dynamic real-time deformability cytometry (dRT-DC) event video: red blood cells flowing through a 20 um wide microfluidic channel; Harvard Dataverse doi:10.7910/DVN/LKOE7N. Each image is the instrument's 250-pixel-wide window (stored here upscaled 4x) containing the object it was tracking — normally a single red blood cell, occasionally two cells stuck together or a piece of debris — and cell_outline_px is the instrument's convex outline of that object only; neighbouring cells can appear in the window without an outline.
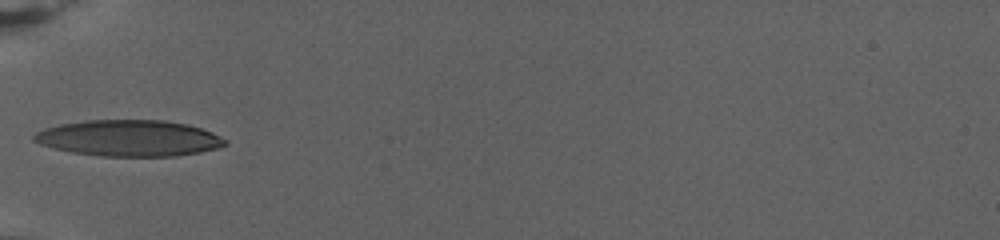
{"species": "human", "species_latin": "Homo sapiens", "temperature_condition": "warm", "stored_images_in_passage": 41, "camera_frame_rate_fps": 3000, "um_per_image_px": 0.085, "donor": {"sex": "female"}, "frame": {"image": 1, "passage_image": 1, "time_ms": 0.0, "image_size_px": [1000, 240], "cell_outline_px": [[228, 144], [220, 148], [200, 152], [176, 156], [100, 156], [72, 152], [40, 144], [32, 140], [32, 136], [36, 132], [44, 128], [60, 124], [84, 120], [164, 120], [188, 124], [212, 132], [228, 140]], "centroid_in_image_um": [10.99, 11.74], "position_along_channel_um": 74.0, "area_um2": 40.52}}
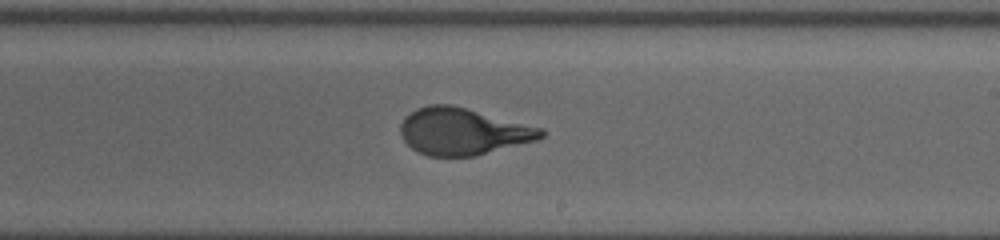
{"frame": {"image": 2, "passage_image": 20, "time_ms": 6.333, "image_size_px": [1000, 240], "cell_outline_px": [[544, 136], [536, 140], [476, 156], [428, 156], [412, 148], [404, 140], [400, 132], [400, 124], [416, 108], [428, 104], [452, 104], [544, 128]], "centroid_in_image_um": [39.36, 11.16], "position_along_channel_um": 249.6, "area_um2": 38.32}}
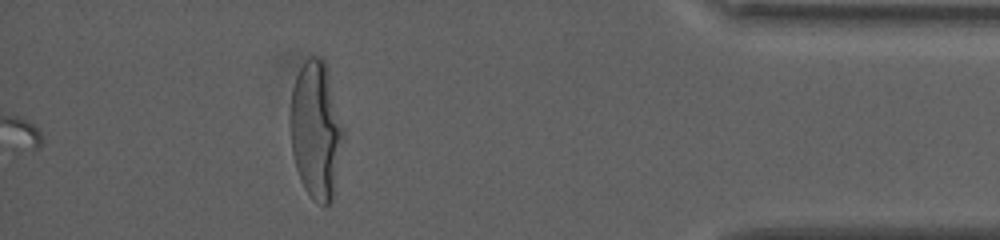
{"frame": {"image": 3, "passage_image": 41, "time_ms": 13.333, "image_size_px": [1000, 240], "cell_outline_px": [[344, 136], [332, 200], [324, 208], [304, 188], [300, 180], [296, 168], [292, 152], [288, 116], [292, 88], [296, 76], [300, 68], [312, 56], [320, 56], [324, 60], [344, 128]], "centroid_in_image_um": [26.84, 11.07], "position_along_channel_um": 408.4, "area_um2": 42.54}, "authors_computed_cell_mechanics": {"area_um2": 38.2058, "velocity_mm_per_s": 2.7979, "shape_relaxation_time_tau1_ms": 6.6469, "shape_relaxation_time_tau2_ms": null, "deformation_change_tau1": 0.2671, "deformation_change_tau2": null}}